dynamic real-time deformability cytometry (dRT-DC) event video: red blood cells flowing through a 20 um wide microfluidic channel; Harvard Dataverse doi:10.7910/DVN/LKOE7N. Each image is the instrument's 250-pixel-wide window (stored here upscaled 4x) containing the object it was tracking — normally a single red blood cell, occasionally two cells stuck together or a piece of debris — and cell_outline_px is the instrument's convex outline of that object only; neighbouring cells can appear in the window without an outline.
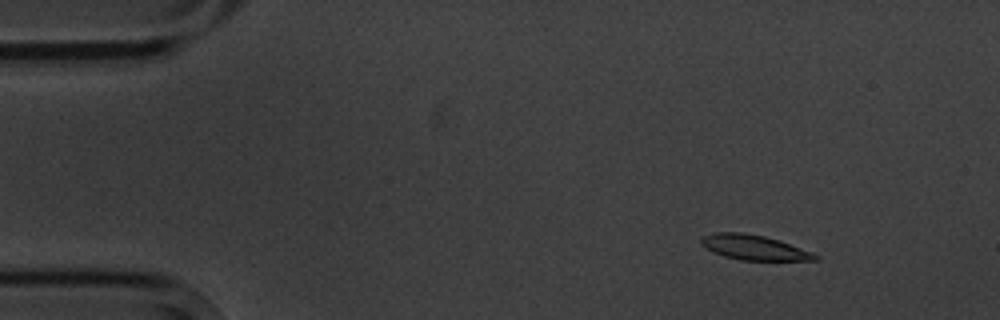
{"species": "common noctule bat (a hibernating species)", "species_latin": "Nyctalus noctula", "temperature_condition": "cold", "stored_images_in_passage": 5, "camera_frame_rate_fps": 3000, "um_per_image_px": 0.085, "animal": {"sex": "male", "body_mass_g": 20.1, "forearm_length_mm": 53.5}, "frame": {"image": 1, "passage_image": 2, "time_ms": 1.333, "image_size_px": [1000, 320], "cell_outline_px": [[820, 260], [740, 260], [724, 256], [700, 244], [700, 236], [716, 232], [740, 232], [764, 236], [812, 252], [820, 256]], "centroid_in_image_um": [64.07, 21.03], "position_along_channel_um": 20.9, "area_um2": 16.3}}